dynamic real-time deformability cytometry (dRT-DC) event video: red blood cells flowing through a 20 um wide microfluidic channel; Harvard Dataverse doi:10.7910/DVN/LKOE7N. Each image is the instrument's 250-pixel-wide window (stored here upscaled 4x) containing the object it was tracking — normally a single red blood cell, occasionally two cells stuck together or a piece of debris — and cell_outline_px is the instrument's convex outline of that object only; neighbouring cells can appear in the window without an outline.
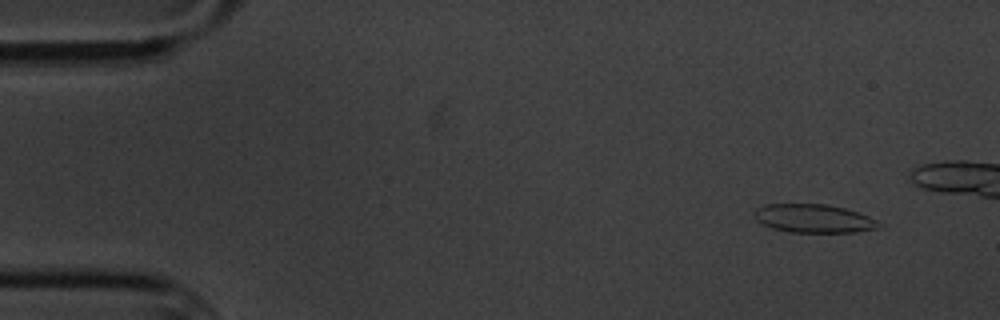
{"species": "common noctule bat (a hibernating species)", "species_latin": "Nyctalus noctula", "temperature_condition": "cold", "stored_images_in_passage": 10, "camera_frame_rate_fps": 3000, "um_per_image_px": 0.085, "animal": {"sex": "male", "body_mass_g": 20.1, "forearm_length_mm": 53.5}, "frame": {"image": 1, "passage_image": 2, "time_ms": 1.0, "image_size_px": [1000, 320], "cell_outline_px": [[884, 228], [856, 232], [788, 232], [772, 228], [756, 220], [756, 208], [768, 204], [828, 204], [844, 208], [868, 216], [884, 224]], "centroid_in_image_um": [69.25, 18.58], "position_along_channel_um": 15.8, "area_um2": 20.69}}
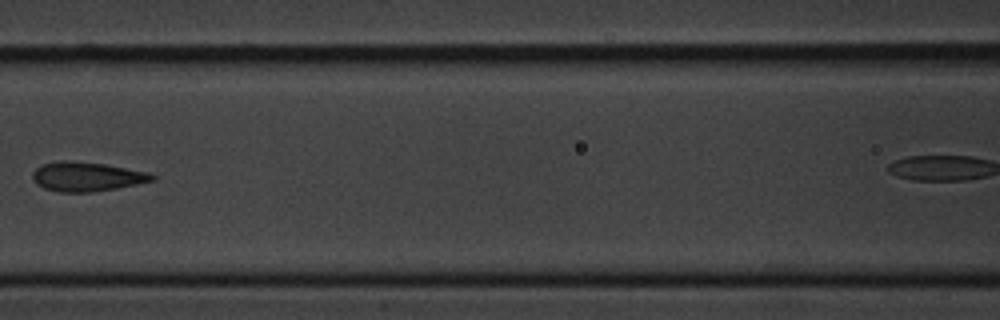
{"frame": {"image": 2, "passage_image": 7, "time_ms": 8.0, "image_size_px": [1000, 320], "cell_outline_px": [[156, 180], [116, 188], [92, 192], [60, 192], [44, 188], [36, 184], [32, 180], [32, 172], [36, 168], [44, 164], [60, 160], [72, 160], [104, 164], [148, 172], [156, 176]], "centroid_in_image_um": [7.35, 15.01], "position_along_channel_um": 159.2, "area_um2": 20.46}}
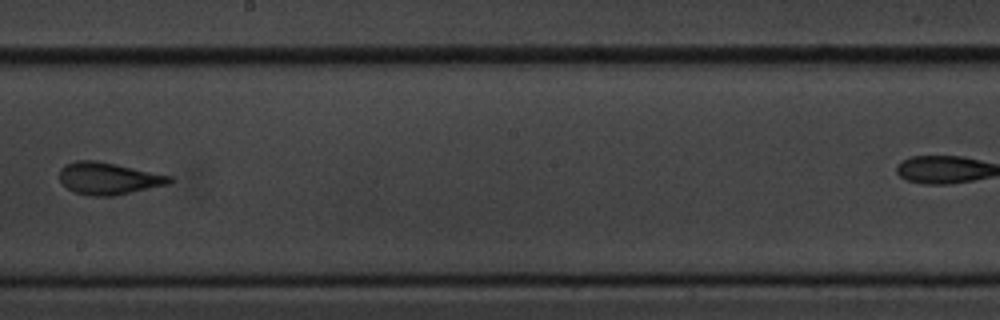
{"frame": {"image": 3, "passage_image": 9, "time_ms": 10.333, "image_size_px": [1000, 320], "cell_outline_px": [[172, 180], [168, 184], [116, 196], [88, 196], [72, 192], [60, 180], [60, 168], [64, 164], [76, 160], [96, 160], [116, 164], [172, 176]], "centroid_in_image_um": [9.19, 15.17], "position_along_channel_um": 239.0, "area_um2": 20.69}}